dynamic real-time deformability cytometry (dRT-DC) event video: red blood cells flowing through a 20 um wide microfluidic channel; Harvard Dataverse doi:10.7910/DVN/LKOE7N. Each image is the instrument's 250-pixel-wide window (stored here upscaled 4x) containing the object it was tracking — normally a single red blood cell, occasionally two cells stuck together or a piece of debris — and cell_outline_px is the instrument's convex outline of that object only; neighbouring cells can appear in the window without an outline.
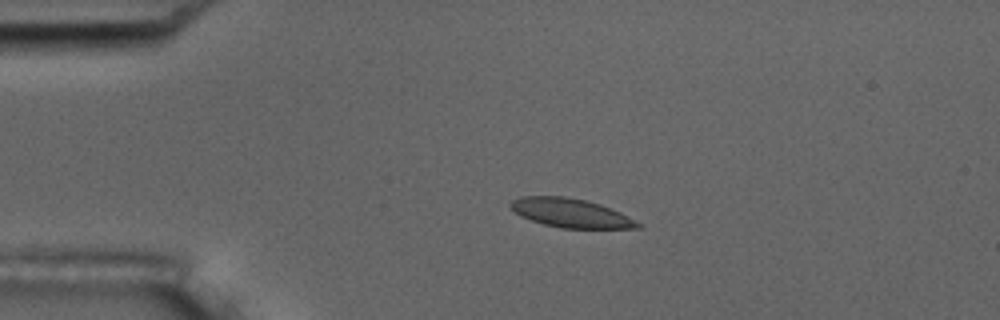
{"species": "common noctule bat (a hibernating species)", "species_latin": "Nyctalus noctula", "temperature_condition": "room temperature", "stored_images_in_passage": 10, "camera_frame_rate_fps": 3000, "um_per_image_px": 0.085, "animal": {"sex": "male", "body_mass_g": 17.5, "forearm_length_mm": 52.3}, "frame": {"image": 1, "passage_image": 4, "time_ms": 3.667, "image_size_px": [1000, 320], "cell_outline_px": [[644, 224], [640, 228], [560, 228], [544, 224], [520, 216], [508, 204], [512, 200], [520, 196], [564, 196], [584, 200], [600, 204], [620, 212]], "centroid_in_image_um": [48.53, 18.1], "position_along_channel_um": 36.5, "area_um2": 21.39}}